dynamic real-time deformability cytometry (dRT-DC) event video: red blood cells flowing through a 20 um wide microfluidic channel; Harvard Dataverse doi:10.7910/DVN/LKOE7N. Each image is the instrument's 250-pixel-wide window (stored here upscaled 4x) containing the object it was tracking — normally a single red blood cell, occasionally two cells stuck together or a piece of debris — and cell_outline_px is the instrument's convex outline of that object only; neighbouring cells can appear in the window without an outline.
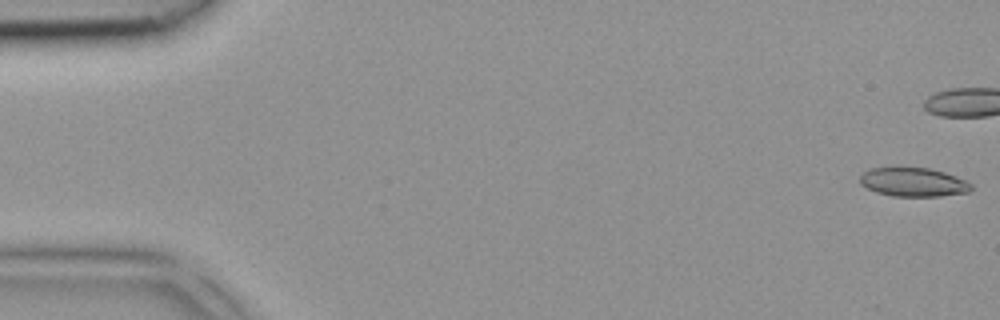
{"species": "common noctule bat (a hibernating species)", "species_latin": "Nyctalus noctula", "temperature_condition": "room temperature", "stored_images_in_passage": 6, "camera_frame_rate_fps": 3000, "um_per_image_px": 0.085, "animal": {"sex": "female", "body_mass_g": 18.4}, "frame": {"image": 1, "passage_image": 1, "time_ms": 0.0, "image_size_px": [1000, 320], "cell_outline_px": [[972, 188], [968, 192], [940, 196], [892, 196], [876, 192], [860, 184], [860, 176], [868, 168], [928, 168], [944, 172], [956, 176], [972, 184]], "centroid_in_image_um": [77.62, 15.48], "position_along_channel_um": 7.4, "area_um2": 18.55}}
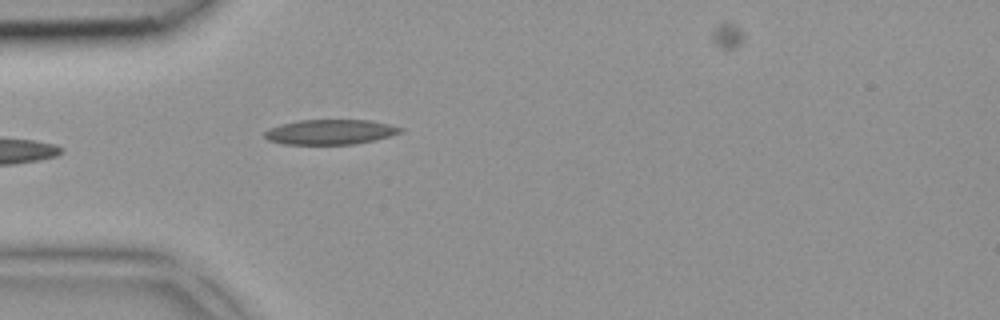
{"frame": {"image": 2, "passage_image": 5, "time_ms": 1.333, "image_size_px": [1000, 320], "cell_outline_px": [[404, 128], [400, 132], [376, 140], [356, 144], [284, 144], [268, 140], [264, 136], [264, 132], [268, 128], [280, 124], [300, 120], [372, 120]], "centroid_in_image_um": [28.05, 11.21], "position_along_channel_um": 57.0, "area_um2": 19.77}}